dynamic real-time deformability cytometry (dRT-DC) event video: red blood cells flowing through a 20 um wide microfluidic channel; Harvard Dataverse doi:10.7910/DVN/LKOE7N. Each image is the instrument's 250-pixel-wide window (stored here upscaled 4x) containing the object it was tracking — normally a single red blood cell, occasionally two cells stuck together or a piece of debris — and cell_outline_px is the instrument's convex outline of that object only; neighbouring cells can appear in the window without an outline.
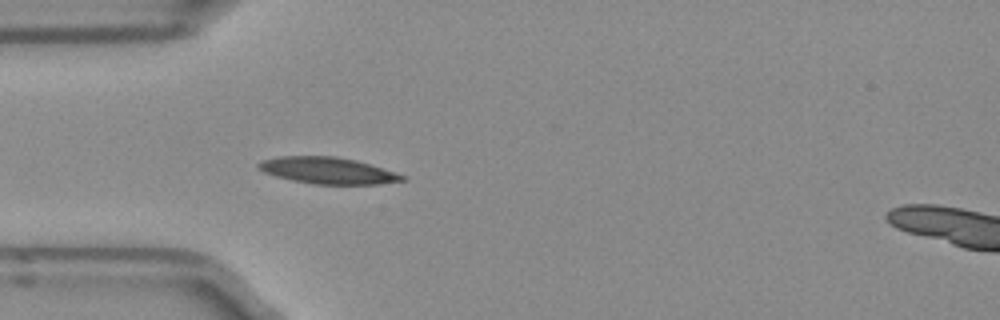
{"species": "Egyptian fruit bat (a non-hibernating species)", "species_latin": "Rousettus aegyptiacus", "temperature_condition": "room temperature", "stored_images_in_passage": 5, "segment_of_instrument_passage": [1, 2], "camera_frame_rate_fps": 3000, "um_per_image_px": 0.085, "frame": {"image": 1, "passage_image": 4, "time_ms": 1.0, "image_size_px": [1000, 320], "cell_outline_px": [[408, 180], [380, 184], [312, 184], [292, 180], [276, 176], [264, 172], [256, 164], [260, 160], [280, 156], [332, 156], [356, 160], [404, 176]], "centroid_in_image_um": [27.81, 14.5], "position_along_channel_um": 57.2, "area_um2": 21.96}}